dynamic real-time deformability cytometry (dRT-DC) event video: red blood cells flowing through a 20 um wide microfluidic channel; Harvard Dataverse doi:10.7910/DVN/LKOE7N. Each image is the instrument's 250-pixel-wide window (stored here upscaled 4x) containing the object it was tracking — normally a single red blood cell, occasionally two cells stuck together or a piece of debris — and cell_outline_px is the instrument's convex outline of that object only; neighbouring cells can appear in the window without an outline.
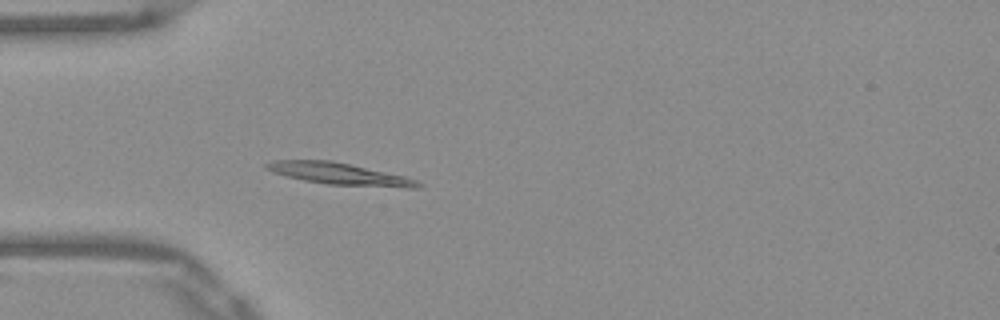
{"species": "Egyptian fruit bat (a non-hibernating species)", "species_latin": "Rousettus aegyptiacus", "temperature_condition": "warm", "stored_images_in_passage": 38, "camera_frame_rate_fps": 3000, "um_per_image_px": 0.085, "frame": {"image": 1, "passage_image": 1, "time_ms": 0.0, "image_size_px": [1000, 320], "cell_outline_px": [[424, 184], [420, 188], [408, 188], [328, 184], [304, 180], [272, 172], [264, 168], [264, 164], [272, 160], [332, 160], [404, 176], [416, 180]], "centroid_in_image_um": [28.85, 14.77], "position_along_channel_um": 56.1, "area_um2": 19.19}}
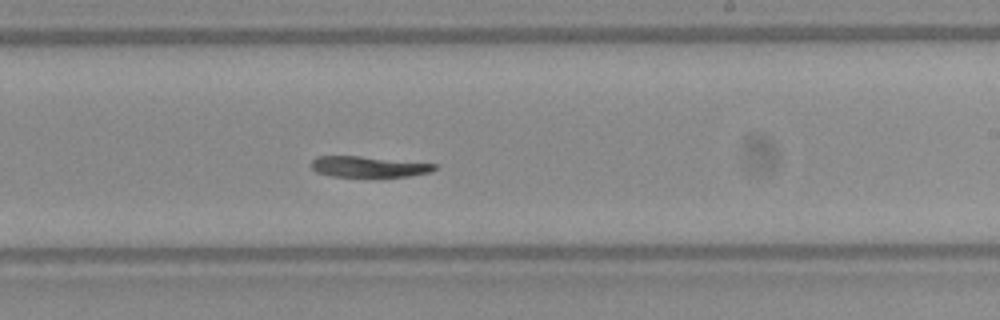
{"frame": {"image": 2, "passage_image": 17, "time_ms": 5.333, "image_size_px": [1000, 320], "cell_outline_px": [[436, 168], [432, 172], [408, 176], [332, 176], [316, 172], [308, 164], [316, 156], [360, 156], [436, 164]], "centroid_in_image_um": [31.28, 14.16], "position_along_channel_um": 257.7, "area_um2": 14.85}}
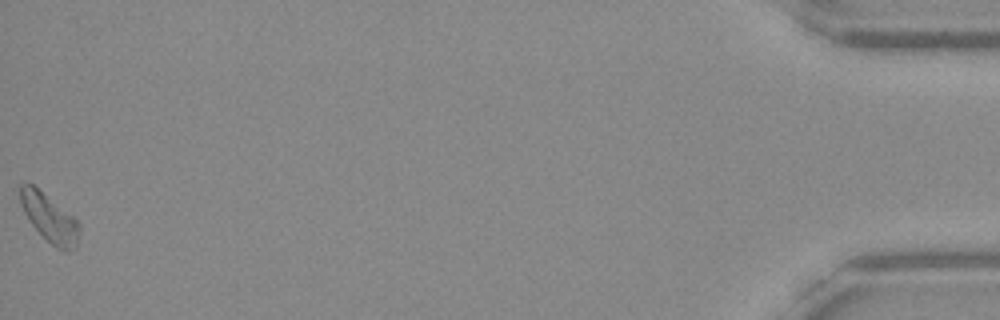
{"frame": {"image": 3, "passage_image": 38, "time_ms": 12.333, "image_size_px": [1000, 320], "cell_outline_px": [[80, 228], [76, 248], [68, 252], [64, 252], [56, 248], [32, 224], [24, 212], [20, 204], [20, 184], [32, 184], [72, 216], [80, 224]], "centroid_in_image_um": [4.22, 18.57], "position_along_channel_um": 431.0, "area_um2": 16.13}}